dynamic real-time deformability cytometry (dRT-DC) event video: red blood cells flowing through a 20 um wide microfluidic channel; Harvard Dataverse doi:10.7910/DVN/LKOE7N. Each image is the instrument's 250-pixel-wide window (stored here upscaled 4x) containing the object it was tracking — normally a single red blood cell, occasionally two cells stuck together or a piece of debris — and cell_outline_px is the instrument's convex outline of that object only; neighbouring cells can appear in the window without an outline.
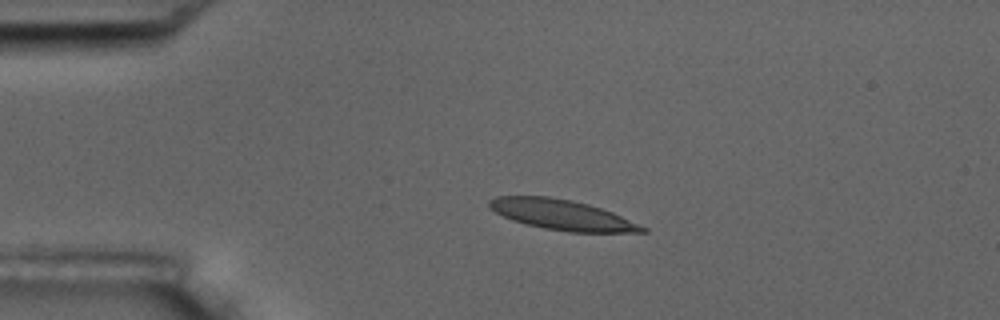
{"species": "common noctule bat (a hibernating species)", "species_latin": "Nyctalus noctula", "temperature_condition": "room temperature", "stored_images_in_passage": 6, "camera_frame_rate_fps": 3000, "um_per_image_px": 0.085, "animal": {"sex": "male", "body_mass_g": 17.5, "forearm_length_mm": 52.3}, "frame": {"image": 1, "passage_image": 4, "time_ms": 3.667, "image_size_px": [1000, 320], "cell_outline_px": [[648, 232], [568, 232], [544, 228], [524, 224], [512, 220], [488, 208], [488, 200], [496, 196], [548, 196], [572, 200], [588, 204], [612, 212], [648, 228]], "centroid_in_image_um": [47.74, 18.25], "position_along_channel_um": 37.3, "area_um2": 26.93}}
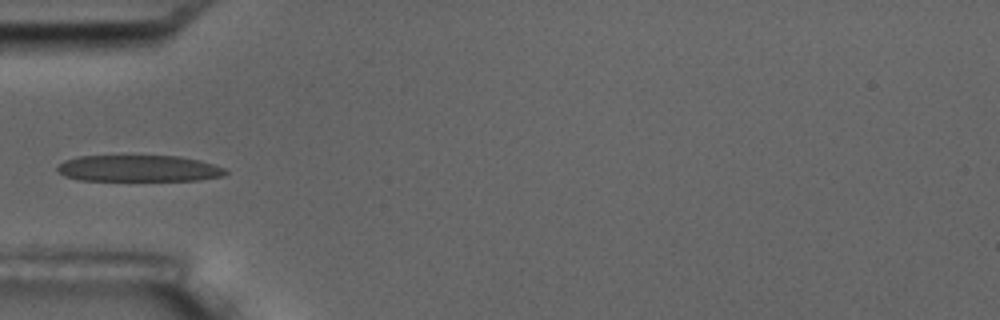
{"frame": {"image": 2, "passage_image": 6, "time_ms": 5.667, "image_size_px": [1000, 320], "cell_outline_px": [[228, 172], [220, 176], [200, 180], [80, 180], [64, 176], [56, 172], [56, 164], [64, 160], [76, 156], [180, 156], [200, 160], [224, 168]], "centroid_in_image_um": [11.71, 14.31], "position_along_channel_um": 73.3, "area_um2": 26.01}}